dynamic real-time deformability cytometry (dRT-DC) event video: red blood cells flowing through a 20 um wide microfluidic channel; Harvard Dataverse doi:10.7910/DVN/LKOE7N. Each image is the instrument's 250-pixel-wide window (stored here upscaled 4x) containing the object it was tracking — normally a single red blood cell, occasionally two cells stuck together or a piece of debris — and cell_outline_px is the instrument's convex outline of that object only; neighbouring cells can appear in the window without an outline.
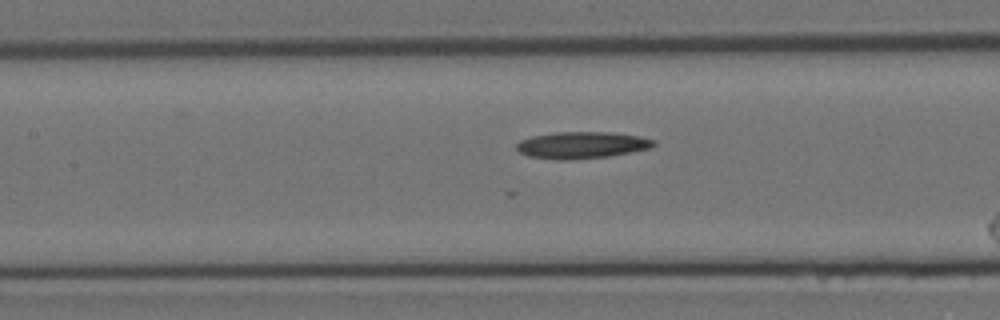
{"species": "Egyptian fruit bat (a non-hibernating species)", "species_latin": "Rousettus aegyptiacus", "temperature_condition": "room temperature", "stored_images_in_passage": 10, "segment_of_instrument_passage": [2, 2], "camera_frame_rate_fps": 3000, "um_per_image_px": 0.085, "animal": {"sex": "female"}, "frame": {"image": 1, "passage_image": 10, "time_ms": 3.0, "image_size_px": [1000, 320], "cell_outline_px": [[656, 144], [652, 148], [612, 156], [572, 160], [556, 160], [528, 156], [520, 152], [516, 148], [516, 144], [520, 140], [532, 136], [556, 132], [612, 132], [640, 136], [656, 140]], "centroid_in_image_um": [49.49, 12.34], "position_along_channel_um": 157.9, "area_um2": 21.73}}